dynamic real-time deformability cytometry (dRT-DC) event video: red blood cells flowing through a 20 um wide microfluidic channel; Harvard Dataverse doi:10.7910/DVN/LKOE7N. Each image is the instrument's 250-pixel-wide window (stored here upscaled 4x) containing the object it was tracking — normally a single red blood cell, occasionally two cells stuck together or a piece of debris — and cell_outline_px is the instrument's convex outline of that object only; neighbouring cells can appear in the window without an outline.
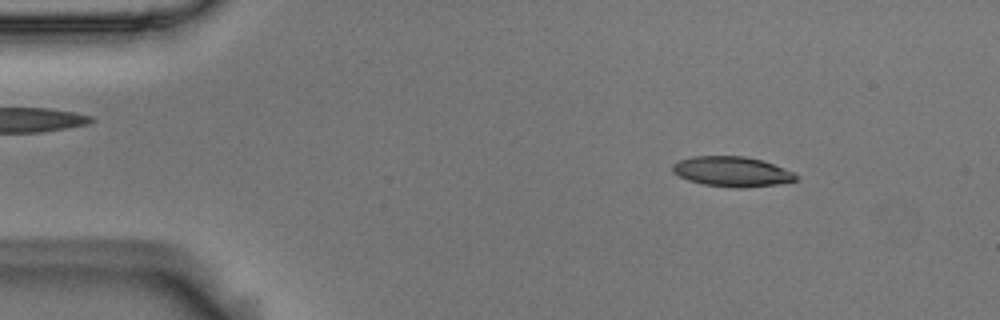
{"species": "Egyptian fruit bat (a non-hibernating species)", "species_latin": "Rousettus aegyptiacus", "temperature_condition": "room temperature", "stored_images_in_passage": 51, "camera_frame_rate_fps": 3000, "um_per_image_px": 0.085, "animal": {"sex": "male"}, "frame": {"image": 1, "passage_image": 4, "time_ms": 1.0, "image_size_px": [1000, 320], "cell_outline_px": [[800, 180], [780, 184], [744, 188], [732, 188], [704, 184], [688, 180], [672, 172], [672, 164], [680, 160], [692, 156], [744, 156], [760, 160], [796, 172], [800, 176]], "centroid_in_image_um": [62.28, 14.6], "position_along_channel_um": 22.7, "area_um2": 21.85}}
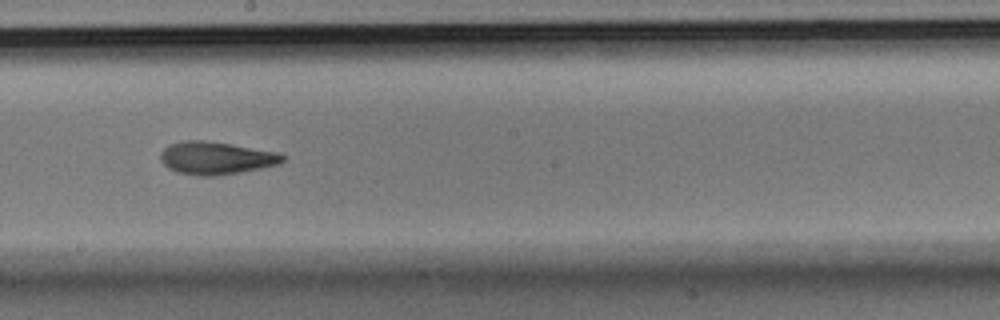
{"frame": {"image": 2, "passage_image": 27, "time_ms": 8.667, "image_size_px": [1000, 320], "cell_outline_px": [[284, 160], [280, 164], [240, 172], [216, 176], [196, 176], [176, 172], [168, 168], [160, 160], [160, 152], [168, 144], [188, 140], [204, 140], [232, 144], [276, 152], [284, 156]], "centroid_in_image_um": [18.32, 13.44], "position_along_channel_um": 229.9, "area_um2": 23.35}}
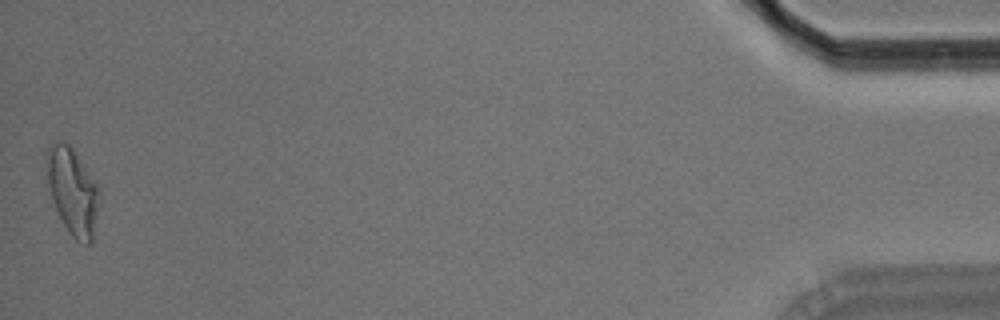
{"frame": {"image": 3, "passage_image": 51, "time_ms": 16.667, "image_size_px": [1000, 320], "cell_outline_px": [[100, 200], [92, 244], [84, 244], [76, 240], [68, 232], [52, 200], [48, 184], [44, 152], [48, 148], [60, 140], [68, 144], [72, 148], [100, 188]], "centroid_in_image_um": [6.18, 16.27], "position_along_channel_um": 429.0, "area_um2": 26.7}, "authors_computed_cell_mechanics": {"area_um2": 22.4264, "velocity_mm_per_s": 3.6639, "shape_relaxation_time_tau1_ms": null, "shape_relaxation_time_tau2_ms": 3.9789, "deformation_change_tau1": null, "deformation_change_tau2": 0.1244}}